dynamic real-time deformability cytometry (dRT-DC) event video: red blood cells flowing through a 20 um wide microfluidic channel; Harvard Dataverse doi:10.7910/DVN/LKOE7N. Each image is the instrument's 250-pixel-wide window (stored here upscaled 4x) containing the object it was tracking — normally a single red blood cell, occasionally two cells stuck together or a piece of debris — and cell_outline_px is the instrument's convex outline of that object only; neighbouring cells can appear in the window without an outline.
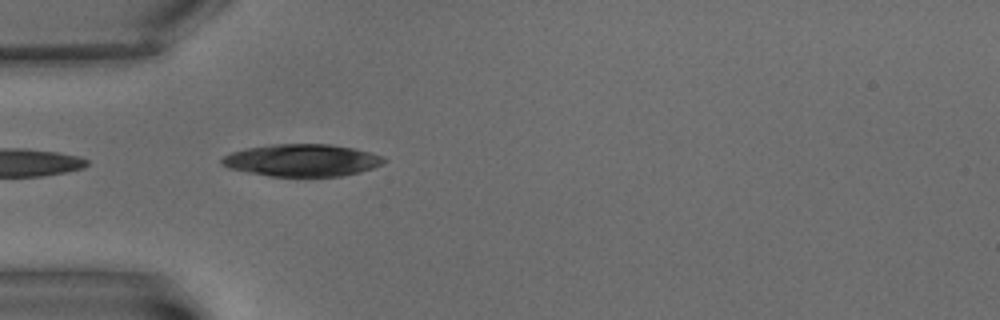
{"species": "common noctule bat (a hibernating species)", "species_latin": "Nyctalus noctula", "temperature_condition": "warm", "stored_images_in_passage": 4, "camera_frame_rate_fps": 3000, "um_per_image_px": 0.085, "animal": {"sex": "male", "body_mass_g": 15.6}, "frame": {"image": 1, "passage_image": 4, "time_ms": 3.667, "image_size_px": [1000, 320], "cell_outline_px": [[388, 160], [384, 164], [360, 172], [340, 176], [272, 176], [248, 172], [228, 168], [220, 164], [220, 160], [224, 156], [232, 152], [248, 148], [272, 144], [328, 144], [352, 148], [372, 152], [384, 156]], "centroid_in_image_um": [25.71, 13.62], "position_along_channel_um": 59.3, "area_um2": 30.46}}